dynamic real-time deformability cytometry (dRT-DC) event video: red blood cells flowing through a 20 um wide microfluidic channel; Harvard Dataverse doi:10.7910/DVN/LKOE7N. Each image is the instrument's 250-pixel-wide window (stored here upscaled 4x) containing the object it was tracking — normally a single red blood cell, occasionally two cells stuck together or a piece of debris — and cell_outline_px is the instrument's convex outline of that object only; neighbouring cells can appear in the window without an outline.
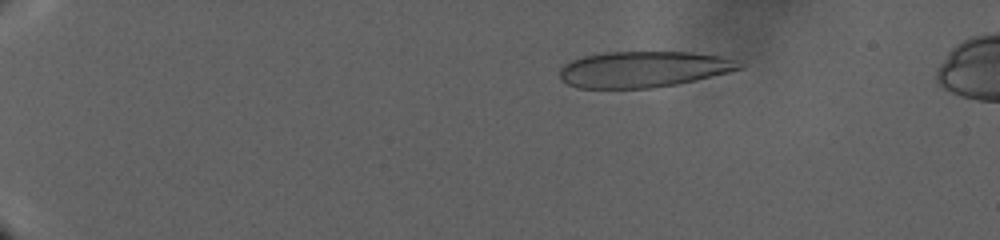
{"species": "human", "species_latin": "Homo sapiens", "temperature_condition": "warm", "stored_images_in_passage": 55, "camera_frame_rate_fps": 3000, "um_per_image_px": 0.085, "donor": {"sex": "male"}, "frame": {"image": 1, "passage_image": 9, "time_ms": 8.667, "image_size_px": [1000, 240], "cell_outline_px": [[748, 64], [744, 68], [696, 80], [676, 84], [652, 88], [576, 88], [560, 80], [560, 68], [564, 64], [572, 60], [584, 56], [604, 52], [692, 52], [720, 56], [744, 60]], "centroid_in_image_um": [54.76, 5.88], "position_along_channel_um": 30.2, "area_um2": 38.21}}
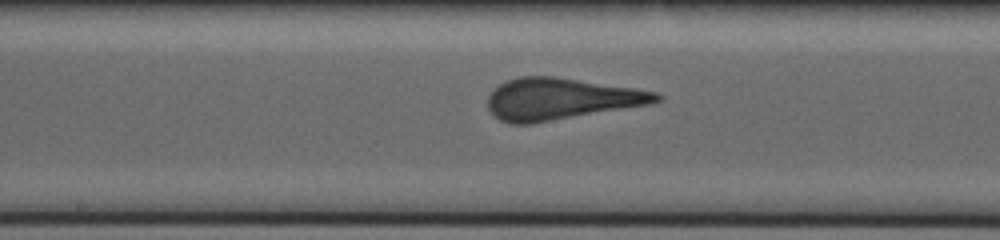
{"frame": {"image": 2, "passage_image": 34, "time_ms": 26.667, "image_size_px": [1000, 240], "cell_outline_px": [[664, 96], [660, 100], [652, 104], [532, 124], [512, 124], [500, 120], [488, 108], [488, 96], [500, 84], [508, 80], [520, 76], [552, 76], [632, 88], [656, 92]], "centroid_in_image_um": [47.68, 8.42], "position_along_channel_um": 200.5, "area_um2": 40.63}}
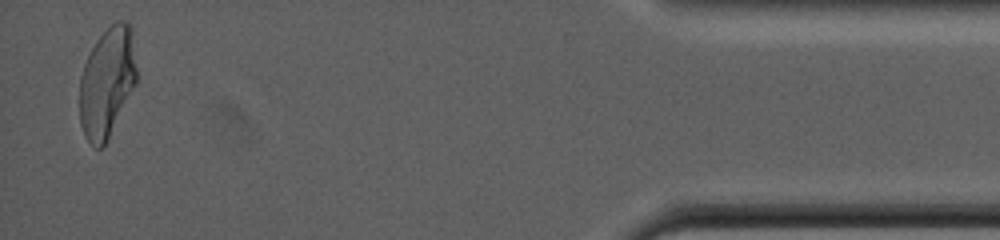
{"frame": {"image": 3, "passage_image": 54, "time_ms": 44.333, "image_size_px": [1000, 240], "cell_outline_px": [[136, 84], [108, 140], [100, 148], [96, 148], [84, 136], [80, 124], [80, 76], [84, 64], [96, 40], [116, 20], [124, 20], [132, 28], [136, 68]], "centroid_in_image_um": [9.1, 7.0], "position_along_channel_um": 426.1, "area_um2": 36.53}}